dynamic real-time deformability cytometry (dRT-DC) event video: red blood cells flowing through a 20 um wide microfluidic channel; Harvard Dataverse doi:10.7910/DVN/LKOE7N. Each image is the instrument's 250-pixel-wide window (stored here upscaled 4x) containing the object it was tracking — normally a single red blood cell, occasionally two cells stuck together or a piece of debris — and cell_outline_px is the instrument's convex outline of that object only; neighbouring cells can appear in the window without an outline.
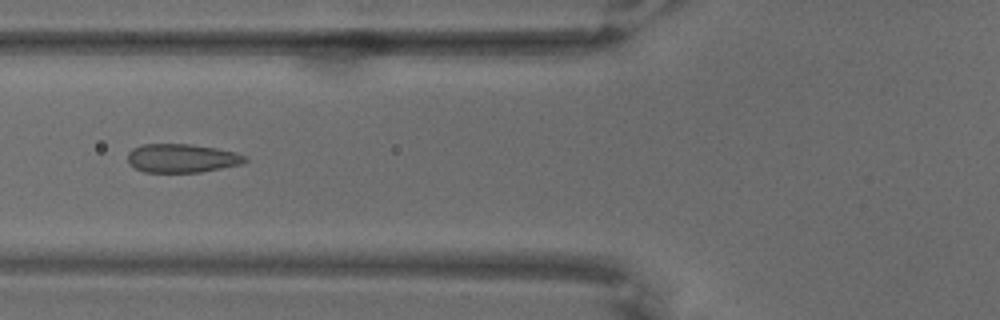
{"species": "common noctule bat (a hibernating species)", "species_latin": "Nyctalus noctula", "temperature_condition": "warm", "stored_images_in_passage": 67, "camera_frame_rate_fps": 3000, "um_per_image_px": 0.085, "animal": {"sex": "male", "body_mass_g": 18.8}, "frame": {"image": 1, "passage_image": 27, "time_ms": 8.667, "image_size_px": [1000, 320], "cell_outline_px": [[248, 160], [244, 164], [200, 172], [144, 172], [136, 168], [128, 160], [128, 152], [132, 148], [144, 144], [188, 144], [216, 148], [236, 152], [248, 156]], "centroid_in_image_um": [15.52, 13.44], "position_along_channel_um": 110.3, "area_um2": 19.65}}
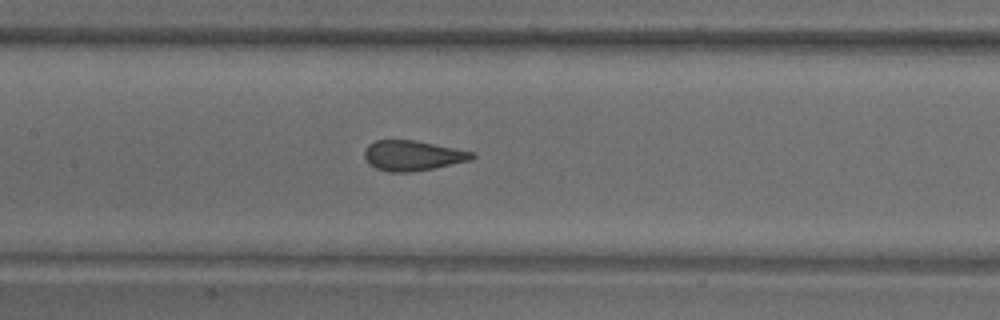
{"frame": {"image": 2, "passage_image": 33, "time_ms": 10.667, "image_size_px": [1000, 320], "cell_outline_px": [[476, 156], [472, 160], [412, 172], [388, 172], [376, 168], [368, 164], [364, 156], [364, 148], [368, 144], [376, 140], [416, 140], [476, 152]], "centroid_in_image_um": [35.07, 13.22], "position_along_channel_um": 172.3, "area_um2": 19.13}}
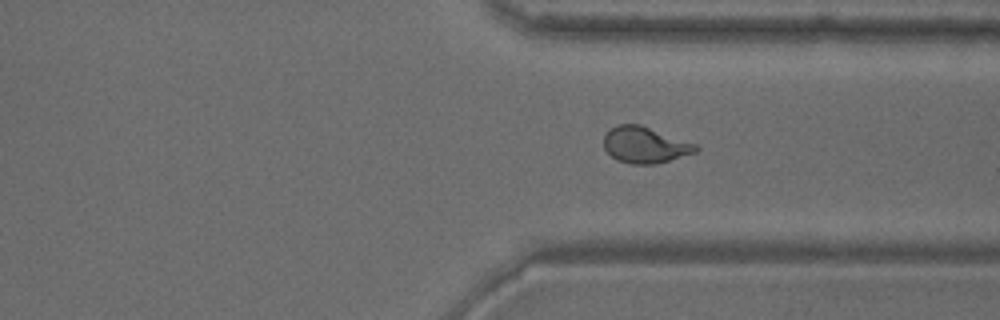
{"frame": {"image": 3, "passage_image": 51, "time_ms": 16.667, "image_size_px": [1000, 320], "cell_outline_px": [[700, 148], [696, 152], [656, 164], [628, 164], [616, 160], [604, 148], [604, 136], [616, 124], [640, 124], [696, 144]], "centroid_in_image_um": [54.82, 12.32], "position_along_channel_um": 356.6, "area_um2": 19.36}}